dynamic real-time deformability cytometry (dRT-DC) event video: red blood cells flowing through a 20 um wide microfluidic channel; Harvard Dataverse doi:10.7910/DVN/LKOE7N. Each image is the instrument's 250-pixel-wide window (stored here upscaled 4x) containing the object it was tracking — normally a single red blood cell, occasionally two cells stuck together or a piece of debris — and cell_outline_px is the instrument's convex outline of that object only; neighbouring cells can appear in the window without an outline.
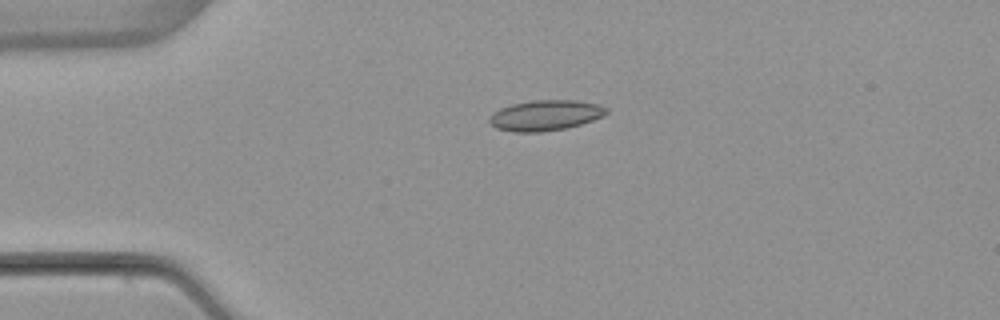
{"species": "common noctule bat (a hibernating species)", "species_latin": "Nyctalus noctula", "temperature_condition": "warm", "stored_images_in_passage": 5, "camera_frame_rate_fps": 3000, "um_per_image_px": 0.085, "animal": {"sex": "female", "body_mass_g": 22.7, "forearm_length_mm": 54.2}, "frame": {"image": 1, "passage_image": 4, "time_ms": 3.667, "image_size_px": [1000, 320], "cell_outline_px": [[608, 112], [604, 116], [580, 124], [564, 128], [540, 132], [512, 132], [496, 128], [488, 120], [492, 112], [500, 108], [512, 104], [532, 100], [576, 100], [600, 104], [608, 108]], "centroid_in_image_um": [46.36, 9.79], "position_along_channel_um": 38.6, "area_um2": 20.87}}